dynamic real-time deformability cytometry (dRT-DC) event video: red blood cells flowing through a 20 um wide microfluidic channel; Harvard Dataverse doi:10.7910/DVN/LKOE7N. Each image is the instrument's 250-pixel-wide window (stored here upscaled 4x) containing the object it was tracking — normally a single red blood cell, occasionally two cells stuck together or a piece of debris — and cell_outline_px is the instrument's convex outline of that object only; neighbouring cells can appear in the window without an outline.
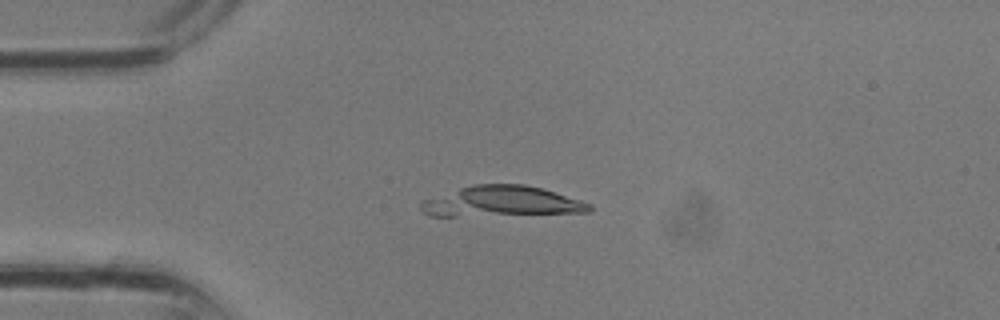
{"species": "common noctule bat (a hibernating species)", "species_latin": "Nyctalus noctula", "temperature_condition": "room temperature", "stored_images_in_passage": 34, "camera_frame_rate_fps": 3000, "um_per_image_px": 0.085, "animal": {"sex": "male", "body_mass_g": 13.3}, "frame": {"image": 1, "passage_image": 9, "time_ms": 2.667, "image_size_px": [1000, 320], "cell_outline_px": [[592, 208], [588, 212], [456, 216], [428, 216], [420, 208], [420, 204], [424, 200], [472, 184], [524, 184], [540, 188], [592, 204]], "centroid_in_image_um": [42.59, 17.13], "position_along_channel_um": 42.4, "area_um2": 29.42}}
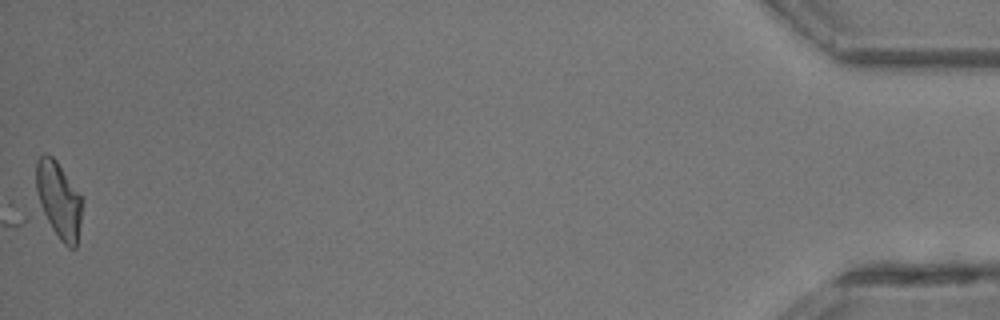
{"frame": {"image": 2, "passage_image": 34, "time_ms": 11.0, "image_size_px": [1000, 320], "cell_outline_px": [[84, 200], [76, 248], [68, 248], [60, 240], [52, 228], [40, 204], [36, 188], [36, 160], [44, 152], [52, 156], [56, 160]], "centroid_in_image_um": [5.01, 16.98], "position_along_channel_um": 430.2, "area_um2": 20.4}}